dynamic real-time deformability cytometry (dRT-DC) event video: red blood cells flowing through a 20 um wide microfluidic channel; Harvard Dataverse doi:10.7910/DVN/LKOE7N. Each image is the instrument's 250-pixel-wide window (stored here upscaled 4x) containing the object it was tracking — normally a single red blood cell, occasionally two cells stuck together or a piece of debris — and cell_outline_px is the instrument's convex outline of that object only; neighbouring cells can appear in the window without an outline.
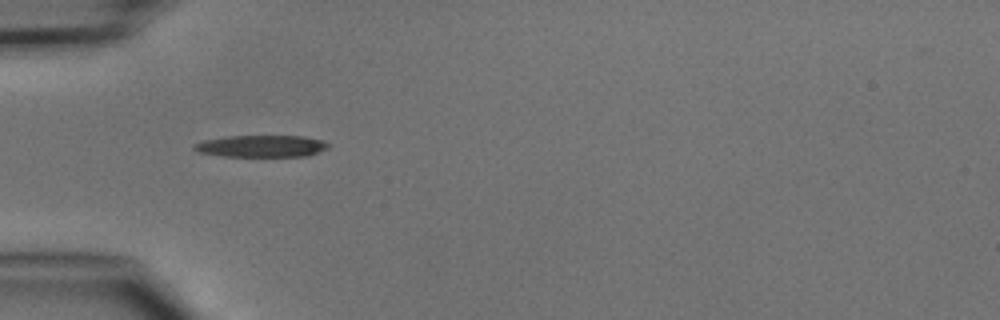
{"species": "common noctule bat (a hibernating species)", "species_latin": "Nyctalus noctula", "temperature_condition": "cold", "stored_images_in_passage": 4, "camera_frame_rate_fps": 3000, "um_per_image_px": 0.085, "animal": {"sex": "male", "body_mass_g": 15.6}, "frame": {"image": 1, "passage_image": 3, "time_ms": 3.0, "image_size_px": [1000, 320], "cell_outline_px": [[332, 144], [328, 148], [308, 156], [224, 156], [200, 152], [192, 148], [192, 144], [204, 140], [228, 136], [304, 136], [324, 140]], "centroid_in_image_um": [22.27, 12.41], "position_along_channel_um": 62.7, "area_um2": 17.17}}